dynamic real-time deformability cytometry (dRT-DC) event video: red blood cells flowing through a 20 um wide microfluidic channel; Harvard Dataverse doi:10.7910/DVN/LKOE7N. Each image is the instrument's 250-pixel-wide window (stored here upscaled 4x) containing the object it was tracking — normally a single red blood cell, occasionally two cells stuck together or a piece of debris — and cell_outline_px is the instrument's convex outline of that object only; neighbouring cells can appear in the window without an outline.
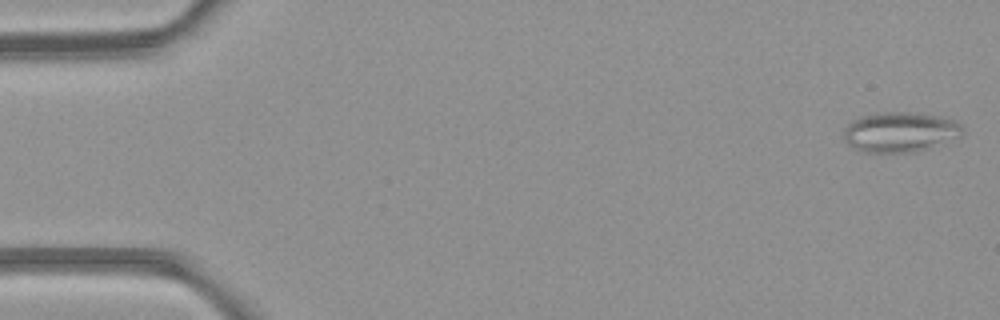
{"species": "common noctule bat (a hibernating species)", "species_latin": "Nyctalus noctula", "temperature_condition": "room temperature", "stored_images_in_passage": 5, "camera_frame_rate_fps": 3000, "um_per_image_px": 0.085, "animal": {"sex": "female", "body_mass_g": 21.9}, "frame": {"image": 1, "passage_image": 1, "time_ms": 0.0, "image_size_px": [1000, 320], "cell_outline_px": [[964, 132], [960, 136], [916, 152], [860, 152], [852, 148], [844, 140], [844, 128], [852, 120], [864, 116], [884, 112], [904, 112], [932, 116], [952, 120], [960, 124], [964, 128]], "centroid_in_image_um": [76.45, 11.24], "position_along_channel_um": 8.6, "area_um2": 27.28}}